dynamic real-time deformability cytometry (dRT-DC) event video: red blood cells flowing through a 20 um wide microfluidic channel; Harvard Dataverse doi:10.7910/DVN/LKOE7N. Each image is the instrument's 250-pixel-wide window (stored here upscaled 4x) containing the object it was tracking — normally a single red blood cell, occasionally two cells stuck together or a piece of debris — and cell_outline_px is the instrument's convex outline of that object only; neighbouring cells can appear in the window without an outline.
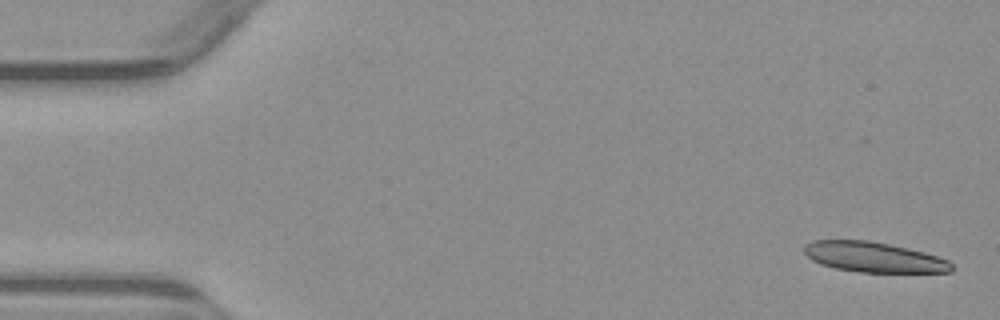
{"species": "common noctule bat (a hibernating species)", "species_latin": "Nyctalus noctula", "temperature_condition": "warm", "stored_images_in_passage": 8, "segment_of_instrument_passage": [1, 2], "camera_frame_rate_fps": 3000, "um_per_image_px": 0.085, "animal": {"sex": "male", "body_mass_g": 23.1, "forearm_length_mm": 52.7}, "frame": {"image": 1, "passage_image": 1, "time_ms": 0.0, "image_size_px": [1000, 320], "cell_outline_px": [[952, 272], [860, 272], [836, 268], [820, 264], [812, 260], [804, 252], [804, 244], [812, 240], [868, 240], [888, 244], [924, 252], [948, 260], [952, 264]], "centroid_in_image_um": [74.24, 21.85], "position_along_channel_um": 10.8, "area_um2": 25.78}}